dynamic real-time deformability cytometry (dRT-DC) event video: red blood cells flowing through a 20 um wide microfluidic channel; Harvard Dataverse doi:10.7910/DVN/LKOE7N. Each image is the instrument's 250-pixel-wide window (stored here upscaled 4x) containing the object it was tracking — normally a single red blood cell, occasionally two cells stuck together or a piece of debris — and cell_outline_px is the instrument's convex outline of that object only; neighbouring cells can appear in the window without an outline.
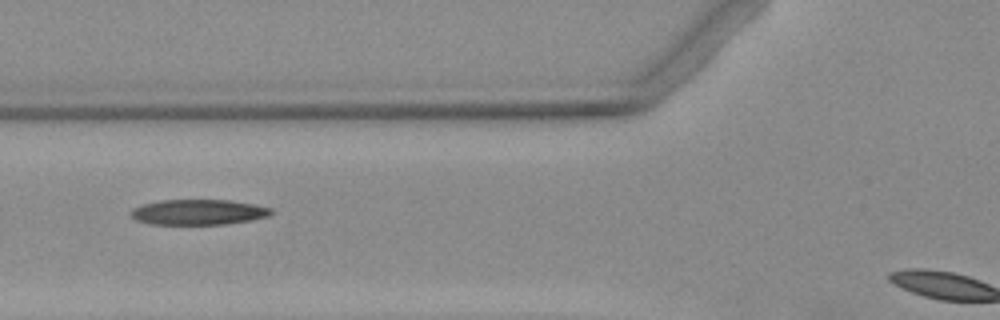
{"species": "Egyptian fruit bat (a non-hibernating species)", "species_latin": "Rousettus aegyptiacus", "temperature_condition": "warm", "stored_images_in_passage": 4, "camera_frame_rate_fps": 3000, "um_per_image_px": 0.085, "animal": {"sex": "female"}, "frame": {"image": 1, "passage_image": 4, "time_ms": 3.333, "image_size_px": [1000, 320], "cell_outline_px": [[272, 212], [268, 216], [248, 220], [224, 224], [148, 224], [136, 220], [128, 212], [132, 208], [144, 204], [160, 200], [232, 200], [256, 204], [272, 208]], "centroid_in_image_um": [16.83, 18.02], "position_along_channel_um": 109.0, "area_um2": 20.75}}